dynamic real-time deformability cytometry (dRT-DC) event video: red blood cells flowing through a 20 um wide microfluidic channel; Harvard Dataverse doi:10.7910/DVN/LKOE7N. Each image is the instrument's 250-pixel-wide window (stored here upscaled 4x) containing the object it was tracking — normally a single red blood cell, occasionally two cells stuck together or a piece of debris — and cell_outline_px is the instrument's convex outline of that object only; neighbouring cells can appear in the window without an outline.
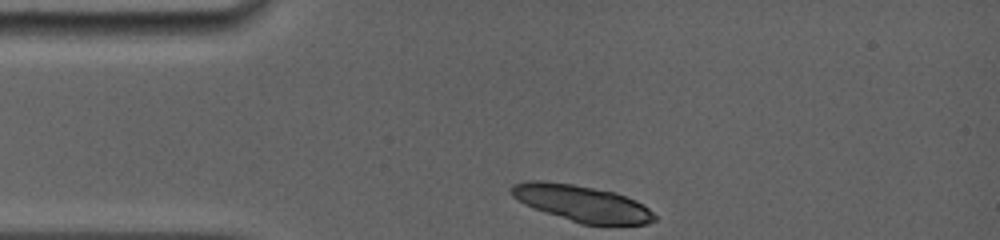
{"species": "common noctule bat (a hibernating species)", "species_latin": "Nyctalus noctula", "temperature_condition": "room temperature", "stored_images_in_passage": 3, "camera_frame_rate_fps": 5000, "um_per_image_px": 0.085, "animal": {"sex": "female", "body_mass_g": 19.0, "forearm_length_mm": 56.7}, "frame": {"image": 1, "passage_image": 1, "time_ms": 0.0, "image_size_px": [1000, 240], "cell_outline_px": [[656, 220], [648, 224], [580, 224], [524, 204], [512, 196], [508, 192], [508, 188], [512, 184], [528, 180], [544, 180], [572, 184], [616, 192], [636, 200], [644, 204], [656, 216]], "centroid_in_image_um": [49.43, 17.26], "position_along_channel_um": 35.6, "area_um2": 30.4}}